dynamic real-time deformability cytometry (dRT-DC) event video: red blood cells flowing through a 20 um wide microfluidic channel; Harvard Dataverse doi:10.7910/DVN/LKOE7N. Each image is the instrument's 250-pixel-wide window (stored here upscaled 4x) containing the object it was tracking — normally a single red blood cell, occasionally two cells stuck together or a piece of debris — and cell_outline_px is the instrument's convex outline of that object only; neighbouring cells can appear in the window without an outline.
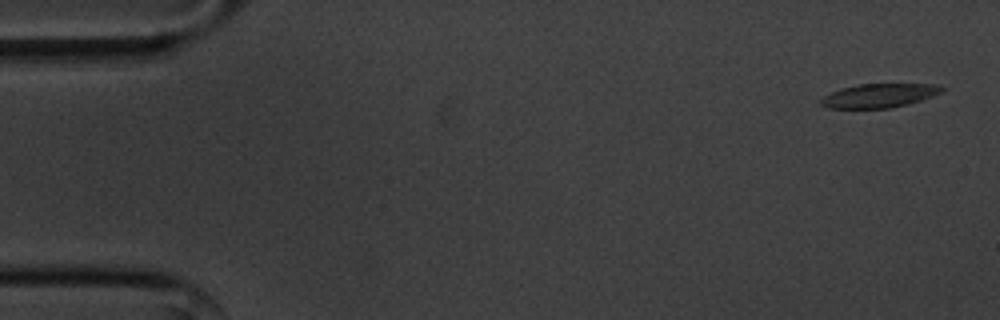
{"species": "common noctule bat (a hibernating species)", "species_latin": "Nyctalus noctula", "temperature_condition": "cold", "stored_images_in_passage": 12, "camera_frame_rate_fps": 3000, "um_per_image_px": 0.085, "animal": {"sex": "male", "body_mass_g": 20.1, "forearm_length_mm": 53.5}, "frame": {"image": 1, "passage_image": 2, "time_ms": 0.333, "image_size_px": [1000, 320], "cell_outline_px": [[944, 92], [908, 104], [888, 108], [828, 108], [820, 104], [820, 100], [824, 96], [840, 88], [860, 84], [940, 84], [944, 88]], "centroid_in_image_um": [74.75, 8.12], "position_along_channel_um": 10.3, "area_um2": 16.82}}